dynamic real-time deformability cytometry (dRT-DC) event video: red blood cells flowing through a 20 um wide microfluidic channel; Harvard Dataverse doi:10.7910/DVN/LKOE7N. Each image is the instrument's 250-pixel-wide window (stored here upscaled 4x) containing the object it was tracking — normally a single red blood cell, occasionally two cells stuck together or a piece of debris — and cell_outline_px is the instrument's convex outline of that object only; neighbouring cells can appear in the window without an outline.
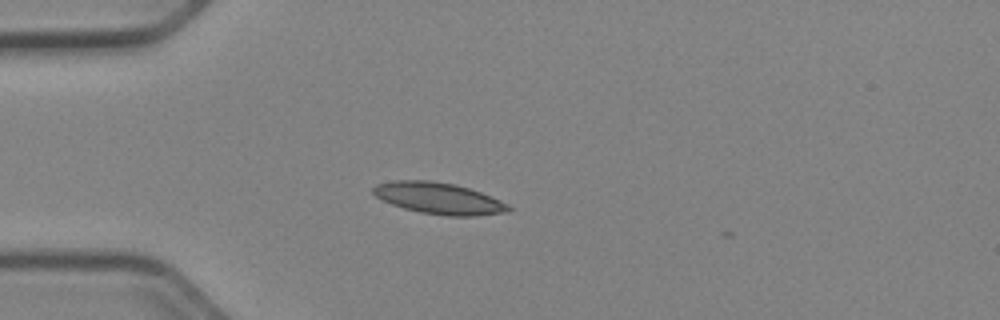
{"species": "Egyptian fruit bat (a non-hibernating species)", "species_latin": "Rousettus aegyptiacus", "temperature_condition": "cold", "stored_images_in_passage": 36, "camera_frame_rate_fps": 3000, "um_per_image_px": 0.085, "animal": {"sex": "female"}, "frame": {"image": 1, "passage_image": 1, "time_ms": 0.0, "image_size_px": [1000, 320], "cell_outline_px": [[512, 208], [508, 212], [472, 216], [448, 216], [420, 212], [404, 208], [392, 204], [376, 196], [372, 192], [372, 188], [376, 184], [392, 180], [428, 180], [456, 184], [480, 192], [500, 200], [508, 204]], "centroid_in_image_um": [37.29, 16.85], "position_along_channel_um": 47.7, "area_um2": 24.74}}
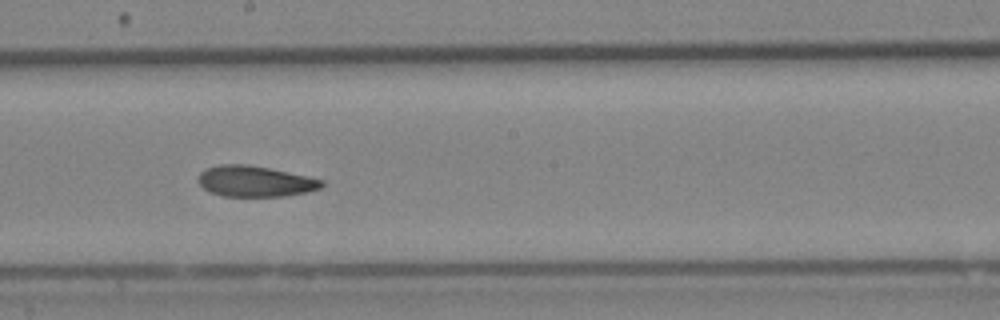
{"frame": {"image": 2, "passage_image": 16, "time_ms": 5.0, "image_size_px": [1000, 320], "cell_outline_px": [[324, 184], [320, 188], [304, 192], [284, 196], [224, 196], [212, 192], [204, 188], [200, 184], [200, 172], [204, 168], [220, 164], [248, 164], [308, 176], [324, 180]], "centroid_in_image_um": [21.68, 15.4], "position_along_channel_um": 226.5, "area_um2": 21.96}}
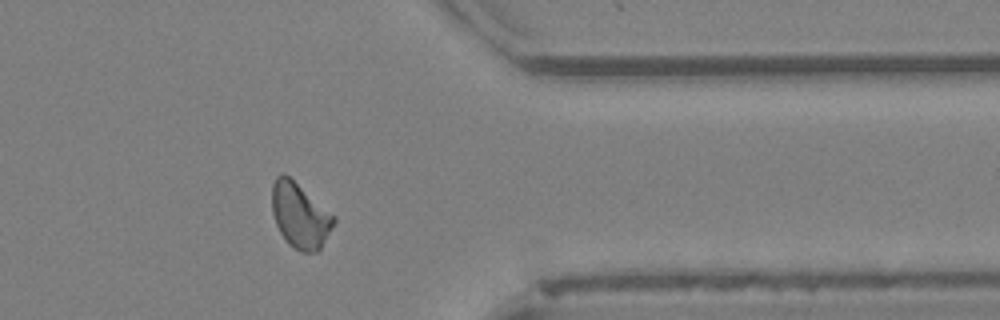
{"frame": {"image": 3, "passage_image": 29, "time_ms": 9.333, "image_size_px": [1000, 320], "cell_outline_px": [[336, 220], [320, 248], [316, 252], [304, 252], [288, 244], [280, 232], [276, 224], [272, 212], [272, 184], [276, 176], [280, 172], [284, 172], [336, 216]], "centroid_in_image_um": [25.48, 18.28], "position_along_channel_um": 385.9, "area_um2": 23.35}, "authors_computed_cell_mechanics": {"area_um2": 22.6576, "velocity_mm_per_s": 3.9331, "shape_relaxation_time_tau1_ms": 10.0065, "shape_relaxation_time_tau2_ms": 3.7616, "deformation_change_tau1": 0.1641, "deformation_change_tau2": 0.0885}}